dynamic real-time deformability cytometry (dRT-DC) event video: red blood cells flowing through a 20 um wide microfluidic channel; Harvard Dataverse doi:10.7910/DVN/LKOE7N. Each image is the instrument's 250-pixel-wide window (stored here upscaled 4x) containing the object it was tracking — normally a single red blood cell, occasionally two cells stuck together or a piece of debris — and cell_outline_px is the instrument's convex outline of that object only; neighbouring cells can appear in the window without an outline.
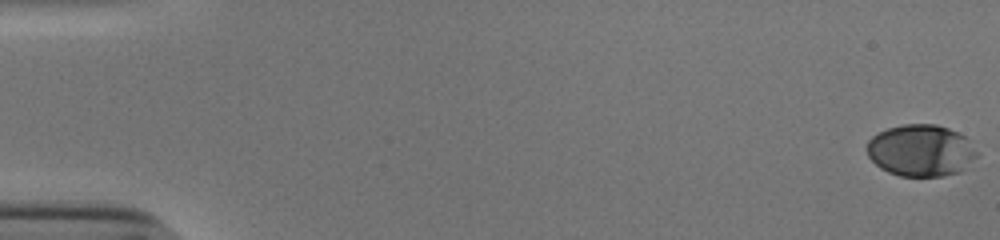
{"species": "human", "species_latin": "Homo sapiens", "temperature_condition": "cold", "stored_images_in_passage": 55, "camera_frame_rate_fps": 3000, "um_per_image_px": 0.085, "donor": {"sex": "male"}, "frame": {"image": 1, "passage_image": 1, "time_ms": 0.0, "image_size_px": [1000, 240], "cell_outline_px": [[980, 152], [972, 168], [960, 172], [944, 176], [900, 176], [888, 172], [880, 168], [868, 156], [868, 140], [872, 136], [888, 128], [904, 124], [936, 124], [948, 128], [964, 136]], "centroid_in_image_um": [78.35, 12.81], "position_along_channel_um": 6.6, "area_um2": 33.7}}
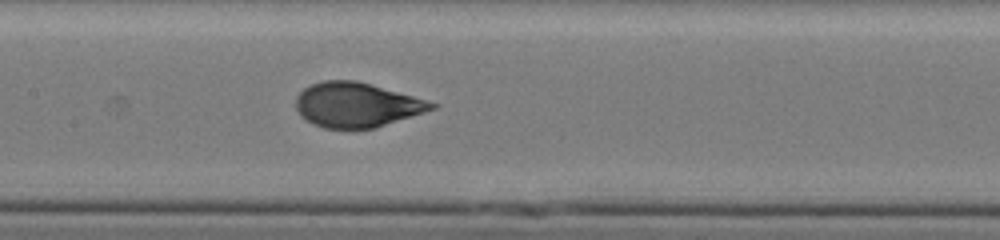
{"frame": {"image": 2, "passage_image": 28, "time_ms": 9.0, "image_size_px": [1000, 240], "cell_outline_px": [[440, 104], [436, 108], [376, 128], [324, 128], [312, 124], [300, 116], [296, 108], [296, 96], [304, 88], [312, 84], [324, 80], [356, 80], [372, 84]], "centroid_in_image_um": [30.3, 8.91], "position_along_channel_um": 177.1, "area_um2": 35.32}}
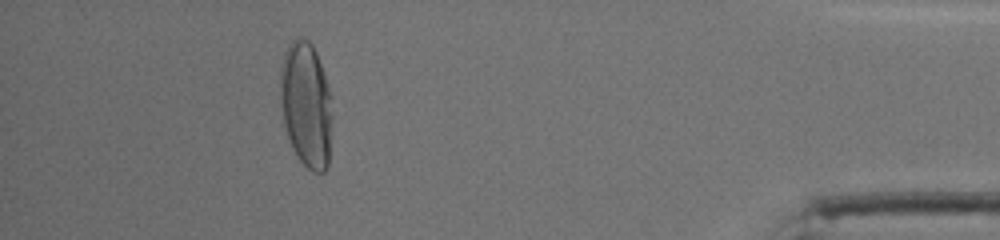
{"frame": {"image": 3, "passage_image": 50, "time_ms": 16.333, "image_size_px": [1000, 240], "cell_outline_px": [[332, 116], [328, 168], [324, 172], [312, 172], [296, 156], [288, 136], [284, 124], [280, 104], [280, 68], [284, 52], [288, 44], [296, 36], [300, 36], [308, 40], [312, 44], [316, 52], [332, 96]], "centroid_in_image_um": [26.02, 8.87], "position_along_channel_um": 409.2, "area_um2": 38.55}, "authors_computed_cell_mechanics": {"area_um2": 35.4892, "velocity_mm_per_s": 3.837, "shape_relaxation_time_tau1_ms": 4.2557, "shape_relaxation_time_tau2_ms": null, "deformation_change_tau1": 0.2139, "deformation_change_tau2": null}}